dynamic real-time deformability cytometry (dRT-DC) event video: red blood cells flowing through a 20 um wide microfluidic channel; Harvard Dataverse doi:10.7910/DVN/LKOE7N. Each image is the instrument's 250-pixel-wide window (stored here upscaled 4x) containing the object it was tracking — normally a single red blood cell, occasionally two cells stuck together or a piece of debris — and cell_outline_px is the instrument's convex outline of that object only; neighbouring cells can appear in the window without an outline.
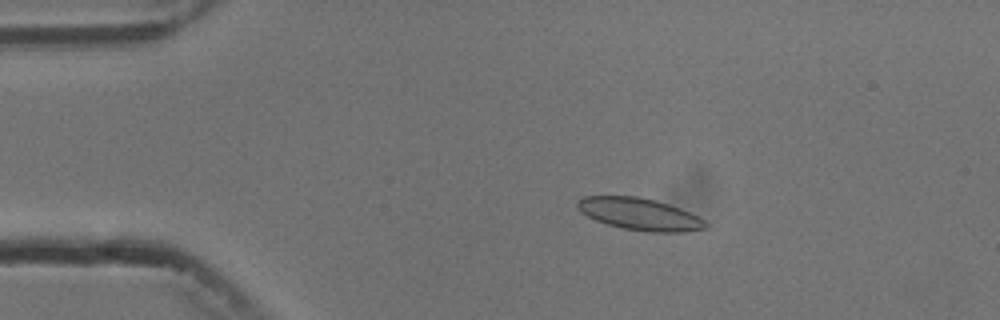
{"species": "common noctule bat (a hibernating species)", "species_latin": "Nyctalus noctula", "temperature_condition": "cold", "stored_images_in_passage": 7, "camera_frame_rate_fps": 3000, "um_per_image_px": 0.085, "animal": {"sex": "male", "body_mass_g": 13.3}, "frame": {"image": 1, "passage_image": 3, "time_ms": 3.0, "image_size_px": [1000, 320], "cell_outline_px": [[712, 224], [708, 228], [684, 232], [648, 232], [624, 228], [608, 224], [596, 220], [580, 212], [576, 204], [584, 196], [636, 196], [656, 200], [680, 208]], "centroid_in_image_um": [54.41, 18.2], "position_along_channel_um": 30.6, "area_um2": 23.87}}
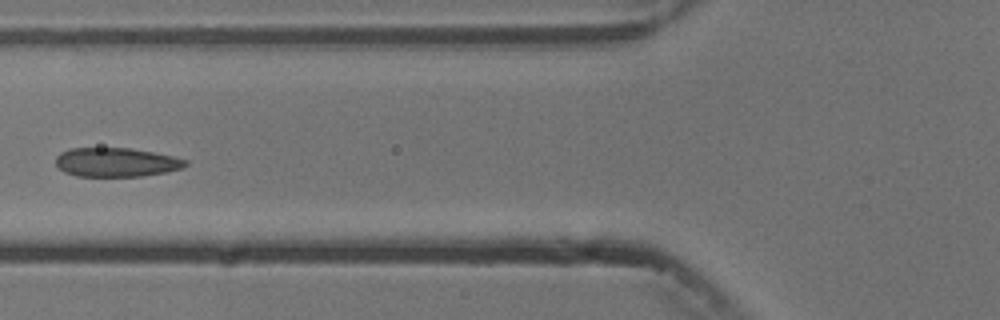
{"frame": {"image": 2, "passage_image": 6, "time_ms": 6.667, "image_size_px": [1000, 320], "cell_outline_px": [[188, 164], [184, 168], [164, 172], [140, 176], [76, 176], [64, 172], [56, 164], [56, 156], [60, 152], [72, 148], [132, 148], [172, 156], [188, 160]], "centroid_in_image_um": [9.88, 13.79], "position_along_channel_um": 115.9, "area_um2": 21.91}}
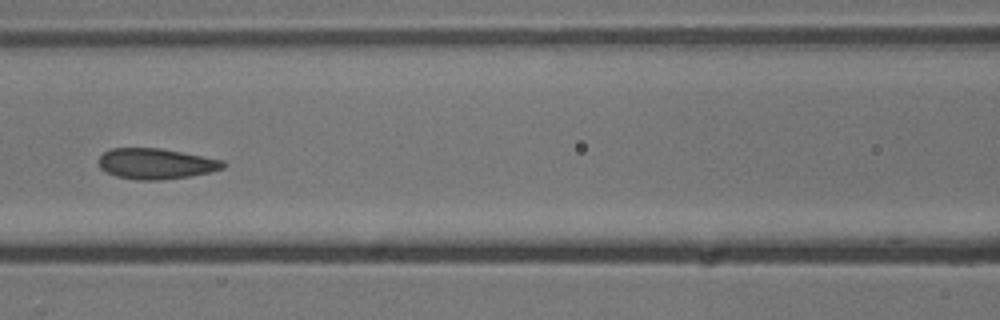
{"frame": {"image": 3, "passage_image": 7, "time_ms": 7.667, "image_size_px": [1000, 320], "cell_outline_px": [[228, 164], [224, 168], [208, 172], [188, 176], [160, 180], [136, 180], [116, 176], [100, 168], [100, 156], [104, 152], [112, 148], [160, 148], [224, 160]], "centroid_in_image_um": [13.28, 13.91], "position_along_channel_um": 153.3, "area_um2": 22.08}}